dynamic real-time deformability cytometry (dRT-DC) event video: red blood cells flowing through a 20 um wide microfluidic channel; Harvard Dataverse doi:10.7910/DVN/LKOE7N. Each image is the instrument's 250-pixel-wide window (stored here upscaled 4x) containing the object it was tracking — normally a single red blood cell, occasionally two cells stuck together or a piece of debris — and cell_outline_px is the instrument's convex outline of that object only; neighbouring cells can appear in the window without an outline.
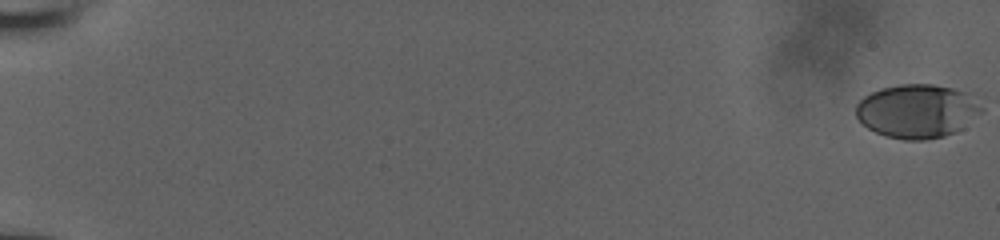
{"species": "human", "species_latin": "Homo sapiens", "temperature_condition": "room temperature", "stored_images_in_passage": 58, "camera_frame_rate_fps": 3000, "um_per_image_px": 0.085, "donor": {"sex": "male"}, "frame": {"image": 1, "passage_image": 1, "time_ms": 0.0, "image_size_px": [1000, 240], "cell_outline_px": [[984, 112], [964, 128], [944, 136], [924, 140], [904, 140], [884, 136], [868, 128], [856, 116], [856, 104], [864, 96], [880, 88], [900, 84], [932, 84], [952, 88], [968, 92]], "centroid_in_image_um": [77.97, 9.45], "position_along_channel_um": 7.0, "area_um2": 39.48}}
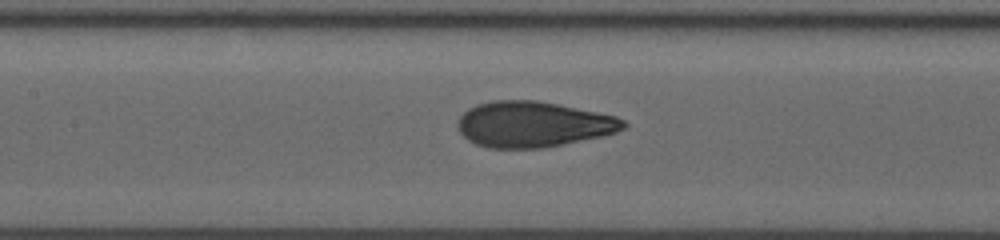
{"frame": {"image": 2, "passage_image": 31, "time_ms": 10.0, "image_size_px": [1000, 240], "cell_outline_px": [[628, 124], [624, 128], [616, 132], [600, 136], [564, 144], [544, 148], [488, 148], [476, 144], [468, 140], [460, 132], [456, 124], [460, 116], [468, 108], [476, 104], [492, 100], [536, 100], [616, 116], [624, 120]], "centroid_in_image_um": [45.28, 10.56], "position_along_channel_um": 162.1, "area_um2": 44.04}}
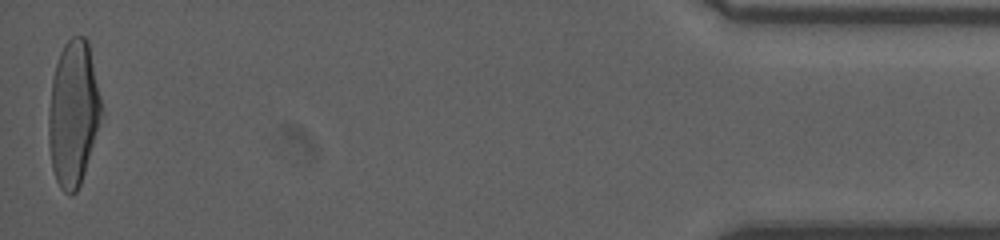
{"frame": {"image": 3, "passage_image": 58, "time_ms": 19.0, "image_size_px": [1000, 240], "cell_outline_px": [[104, 116], [80, 184], [76, 192], [64, 192], [60, 188], [56, 180], [52, 168], [48, 140], [48, 112], [52, 76], [60, 52], [64, 44], [72, 36], [84, 36], [88, 40], [104, 112]], "centroid_in_image_um": [6.24, 9.62], "position_along_channel_um": 429.0, "area_um2": 45.26}, "authors_computed_cell_mechanics": {"area_um2": 43.2344, "velocity_mm_per_s": 3.8738, "shape_relaxation_time_tau1_ms": 6.2068, "shape_relaxation_time_tau2_ms": 0.7249, "deformation_change_tau1": 0.2464, "deformation_change_tau2": 0.0707}}